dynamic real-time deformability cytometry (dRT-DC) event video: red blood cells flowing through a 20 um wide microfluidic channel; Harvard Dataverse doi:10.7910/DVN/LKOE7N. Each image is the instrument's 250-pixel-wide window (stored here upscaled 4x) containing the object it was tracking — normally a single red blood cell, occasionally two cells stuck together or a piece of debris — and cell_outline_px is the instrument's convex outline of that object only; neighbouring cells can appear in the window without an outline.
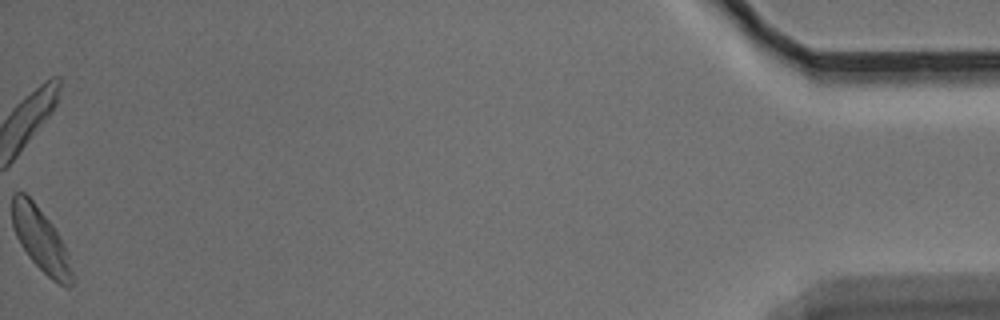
{"species": "Egyptian fruit bat (a non-hibernating species)", "species_latin": "Rousettus aegyptiacus", "temperature_condition": "warm", "stored_images_in_passage": 39, "camera_frame_rate_fps": 3000, "um_per_image_px": 0.085, "animal": {"sex": "male"}, "frame": {"image": 1, "passage_image": 39, "time_ms": 12.667, "image_size_px": [1000, 320], "cell_outline_px": [[76, 276], [72, 284], [68, 288], [52, 280], [28, 256], [20, 244], [16, 236], [12, 224], [12, 192], [24, 192], [32, 200], [52, 224], [64, 244]], "centroid_in_image_um": [3.48, 20.41], "position_along_channel_um": 431.7, "area_um2": 22.25}}